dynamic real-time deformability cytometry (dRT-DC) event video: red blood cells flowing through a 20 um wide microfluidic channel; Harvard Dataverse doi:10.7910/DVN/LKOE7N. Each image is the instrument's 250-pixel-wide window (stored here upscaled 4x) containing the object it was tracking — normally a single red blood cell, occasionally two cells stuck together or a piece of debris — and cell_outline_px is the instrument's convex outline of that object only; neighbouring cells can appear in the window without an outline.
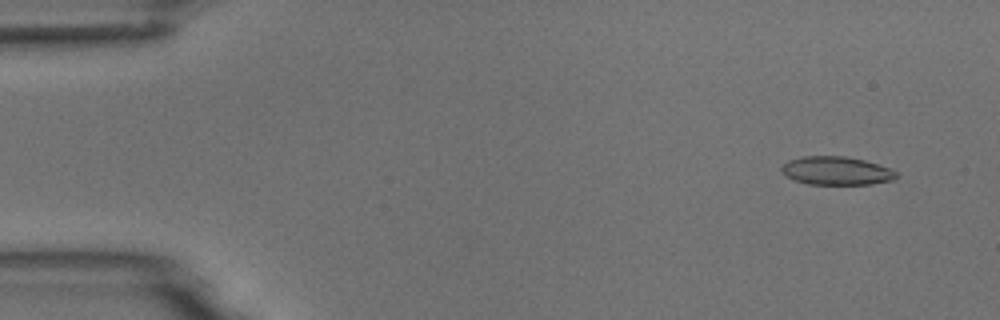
{"species": "common noctule bat (a hibernating species)", "species_latin": "Nyctalus noctula", "temperature_condition": "room temperature", "stored_images_in_passage": 5, "camera_frame_rate_fps": 3000, "um_per_image_px": 0.085, "animal": {"sex": "male", "body_mass_g": 18.8}, "frame": {"image": 1, "passage_image": 2, "time_ms": 1.0, "image_size_px": [1000, 320], "cell_outline_px": [[896, 176], [892, 180], [872, 184], [808, 184], [796, 180], [788, 176], [780, 168], [788, 160], [804, 156], [844, 156], [864, 160], [888, 168], [896, 172]], "centroid_in_image_um": [71.08, 14.51], "position_along_channel_um": 13.9, "area_um2": 18.61}}